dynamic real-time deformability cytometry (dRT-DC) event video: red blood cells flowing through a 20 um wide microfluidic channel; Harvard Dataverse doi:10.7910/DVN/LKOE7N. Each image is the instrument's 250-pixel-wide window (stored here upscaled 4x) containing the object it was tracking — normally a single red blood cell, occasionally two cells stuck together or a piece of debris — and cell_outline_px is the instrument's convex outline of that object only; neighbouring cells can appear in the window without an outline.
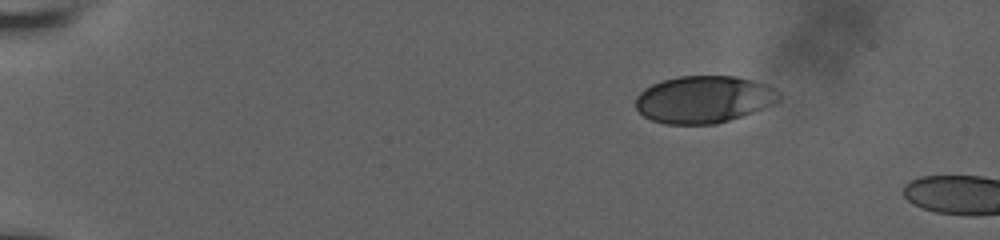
{"species": "human", "species_latin": "Homo sapiens", "temperature_condition": "room temperature", "stored_images_in_passage": 48, "camera_frame_rate_fps": 3000, "um_per_image_px": 0.085, "donor": {"sex": "male"}, "frame": {"image": 1, "passage_image": 1, "time_ms": 0.0, "image_size_px": [1000, 240], "cell_outline_px": [[784, 96], [780, 100], [772, 104], [752, 112], [716, 124], [664, 124], [652, 120], [644, 116], [636, 108], [636, 96], [644, 88], [652, 84], [664, 80], [680, 76], [736, 76], [768, 84], [780, 92]], "centroid_in_image_um": [59.84, 8.44], "position_along_channel_um": 25.2, "area_um2": 39.48}}
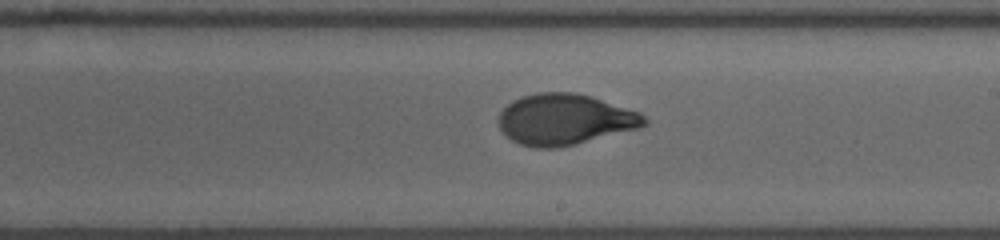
{"frame": {"image": 2, "passage_image": 27, "time_ms": 8.667, "image_size_px": [1000, 240], "cell_outline_px": [[648, 124], [640, 128], [556, 148], [536, 148], [520, 144], [512, 140], [500, 128], [496, 120], [500, 112], [512, 100], [524, 96], [540, 92], [576, 92], [592, 96], [640, 112], [648, 120]], "centroid_in_image_um": [48.01, 10.14], "position_along_channel_um": 241.0, "area_um2": 43.23}}
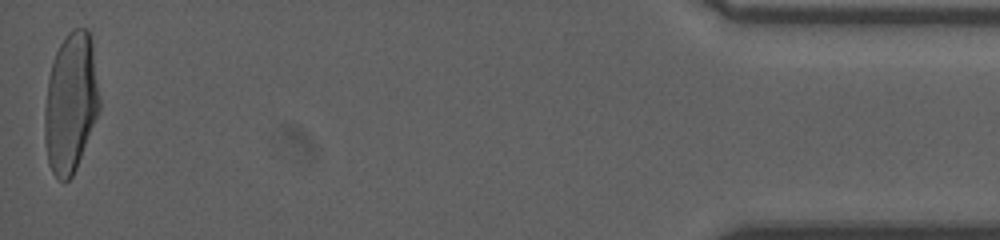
{"frame": {"image": 3, "passage_image": 48, "time_ms": 15.667, "image_size_px": [1000, 240], "cell_outline_px": [[100, 108], [76, 168], [72, 176], [68, 180], [60, 180], [52, 172], [48, 164], [44, 140], [44, 108], [48, 80], [52, 60], [60, 44], [68, 32], [72, 28], [88, 28], [92, 44], [100, 100]], "centroid_in_image_um": [5.99, 8.73], "position_along_channel_um": 429.2, "area_um2": 44.62}, "authors_computed_cell_mechanics": {"area_um2": 42.6275, "velocity_mm_per_s": 3.8549, "shape_relaxation_time_tau1_ms": 5.1109, "shape_relaxation_time_tau2_ms": null, "deformation_change_tau1": 0.2133, "deformation_change_tau2": null}}